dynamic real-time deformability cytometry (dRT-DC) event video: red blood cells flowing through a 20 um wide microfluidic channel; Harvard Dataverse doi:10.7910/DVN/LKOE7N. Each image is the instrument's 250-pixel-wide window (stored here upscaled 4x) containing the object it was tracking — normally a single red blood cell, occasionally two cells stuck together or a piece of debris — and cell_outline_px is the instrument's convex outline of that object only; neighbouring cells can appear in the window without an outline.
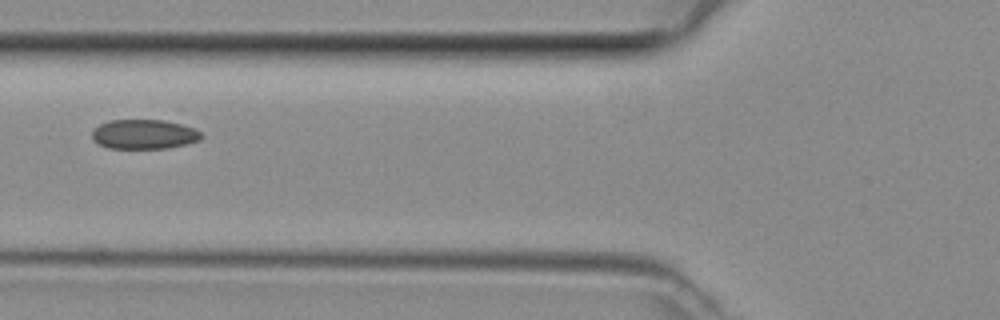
{"species": "common noctule bat (a hibernating species)", "species_latin": "Nyctalus noctula", "temperature_condition": "room temperature", "stored_images_in_passage": 4, "camera_frame_rate_fps": 3000, "um_per_image_px": 0.085, "animal": {"sex": "female", "body_mass_g": 29.2, "forearm_length_mm": 56.3}, "frame": {"image": 1, "passage_image": 3, "time_ms": 0.667, "image_size_px": [1000, 320], "cell_outline_px": [[204, 136], [200, 140], [188, 144], [168, 148], [108, 148], [100, 144], [92, 136], [92, 128], [108, 120], [172, 120], [192, 128], [200, 132]], "centroid_in_image_um": [12.28, 11.4], "position_along_channel_um": 113.5, "area_um2": 18.96}}
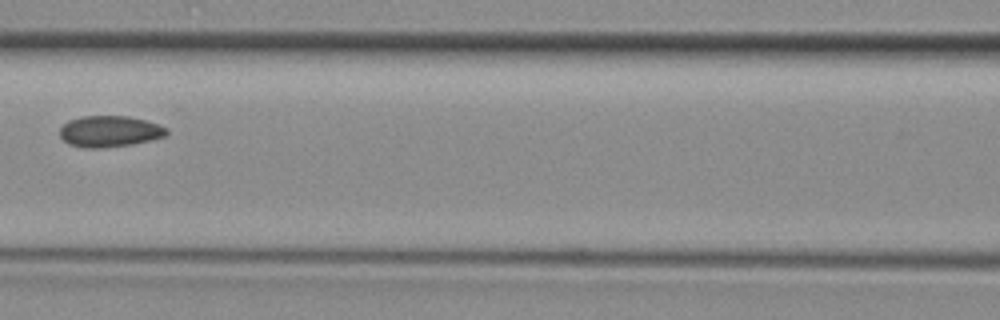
{"frame": {"image": 2, "passage_image": 4, "time_ms": 1.0, "image_size_px": [1000, 320], "cell_outline_px": [[168, 132], [164, 136], [132, 144], [100, 148], [84, 148], [68, 144], [60, 136], [60, 128], [68, 120], [80, 116], [128, 116], [144, 120], [168, 128]], "centroid_in_image_um": [9.27, 11.16], "position_along_channel_um": 157.3, "area_um2": 19.31}}